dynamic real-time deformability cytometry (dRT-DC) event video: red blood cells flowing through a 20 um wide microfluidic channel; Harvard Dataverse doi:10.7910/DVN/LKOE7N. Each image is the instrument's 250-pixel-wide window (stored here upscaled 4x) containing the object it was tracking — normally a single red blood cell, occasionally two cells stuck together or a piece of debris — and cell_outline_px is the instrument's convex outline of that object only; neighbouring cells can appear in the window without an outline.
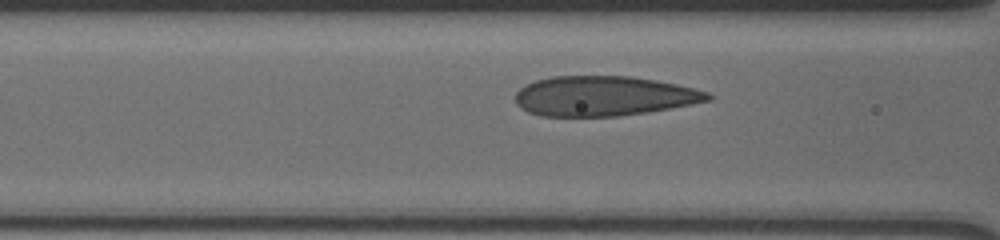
{"species": "human", "species_latin": "Homo sapiens", "temperature_condition": "cold", "stored_images_in_passage": 12, "camera_frame_rate_fps": 3000, "um_per_image_px": 0.085, "donor": {"sex": "male"}, "frame": {"image": 1, "passage_image": 10, "time_ms": 3.0, "image_size_px": [1000, 240], "cell_outline_px": [[712, 100], [668, 108], [644, 112], [616, 116], [540, 116], [528, 112], [520, 108], [516, 104], [516, 92], [524, 84], [536, 80], [552, 76], [632, 76], [656, 80], [676, 84], [708, 92], [712, 96]], "centroid_in_image_um": [51.27, 8.15], "position_along_channel_um": 115.3, "area_um2": 44.62}}